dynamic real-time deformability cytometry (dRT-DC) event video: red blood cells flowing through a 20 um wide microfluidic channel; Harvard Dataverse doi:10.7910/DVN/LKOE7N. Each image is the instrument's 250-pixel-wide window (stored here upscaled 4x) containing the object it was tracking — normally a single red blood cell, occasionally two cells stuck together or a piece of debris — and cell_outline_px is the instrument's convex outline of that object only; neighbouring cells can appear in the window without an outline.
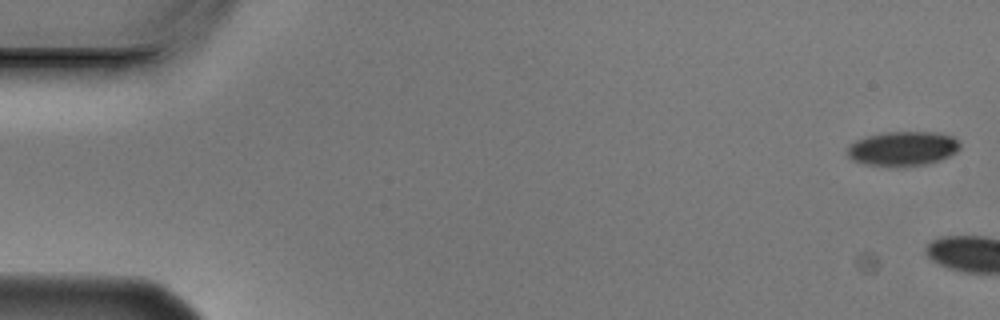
{"species": "Egyptian fruit bat (a non-hibernating species)", "species_latin": "Rousettus aegyptiacus", "temperature_condition": "cold", "stored_images_in_passage": 6, "camera_frame_rate_fps": 3000, "um_per_image_px": 0.085, "animal": {"sex": "male"}, "frame": {"image": 1, "passage_image": 1, "time_ms": 0.0, "image_size_px": [1000, 320], "cell_outline_px": [[960, 148], [956, 152], [940, 160], [924, 164], [864, 164], [852, 160], [848, 156], [848, 144], [856, 140], [868, 136], [884, 132], [940, 132], [952, 136], [960, 140]], "centroid_in_image_um": [76.77, 12.58], "position_along_channel_um": 8.2, "area_um2": 22.14}}
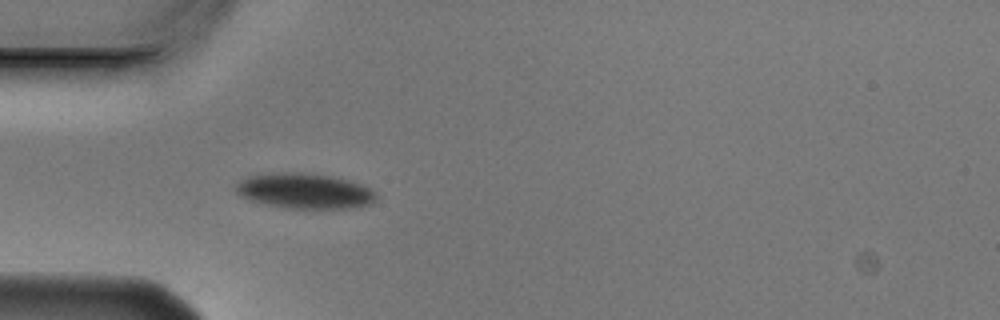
{"frame": {"image": 2, "passage_image": 6, "time_ms": 1.667, "image_size_px": [1000, 320], "cell_outline_px": [[376, 200], [368, 204], [348, 208], [288, 208], [268, 204], [252, 200], [240, 196], [236, 192], [236, 184], [240, 180], [248, 176], [280, 172], [300, 172], [332, 176], [348, 180], [360, 184], [376, 192]], "centroid_in_image_um": [25.88, 16.22], "position_along_channel_um": 59.1, "area_um2": 28.55}}